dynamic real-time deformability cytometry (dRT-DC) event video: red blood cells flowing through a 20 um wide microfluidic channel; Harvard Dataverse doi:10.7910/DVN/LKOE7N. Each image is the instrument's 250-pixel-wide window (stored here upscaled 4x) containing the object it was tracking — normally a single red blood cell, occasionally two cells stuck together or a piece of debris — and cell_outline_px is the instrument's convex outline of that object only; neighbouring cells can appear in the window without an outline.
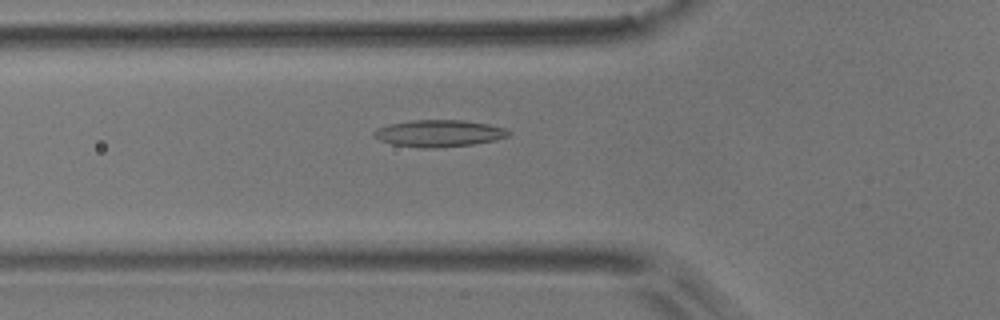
{"species": "common noctule bat (a hibernating species)", "species_latin": "Nyctalus noctula", "temperature_condition": "room temperature", "stored_images_in_passage": 52, "camera_frame_rate_fps": 3000, "um_per_image_px": 0.085, "animal": {"sex": "male", "body_mass_g": 17.9}, "frame": {"image": 1, "passage_image": 19, "time_ms": 6.0, "image_size_px": [1000, 320], "cell_outline_px": [[512, 132], [508, 136], [496, 140], [472, 144], [432, 148], [420, 148], [392, 144], [380, 140], [372, 136], [372, 132], [376, 128], [388, 124], [412, 120], [464, 120], [488, 124], [504, 128]], "centroid_in_image_um": [37.28, 11.33], "position_along_channel_um": 88.5, "area_um2": 21.15}}
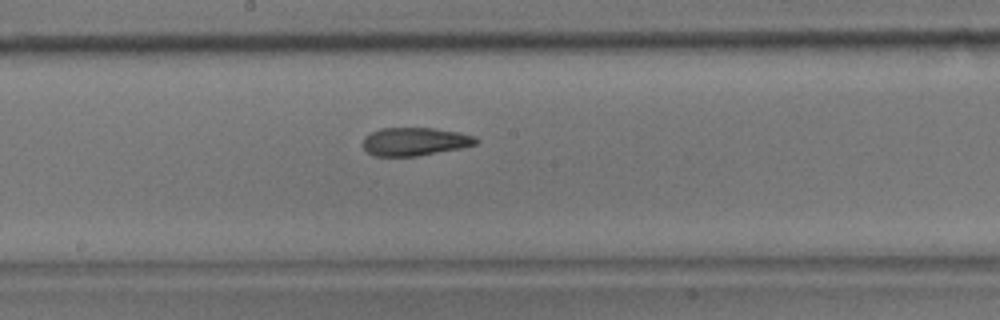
{"frame": {"image": 2, "passage_image": 29, "time_ms": 9.333, "image_size_px": [1000, 320], "cell_outline_px": [[480, 140], [476, 144], [460, 148], [416, 156], [376, 156], [368, 152], [364, 148], [364, 136], [380, 128], [432, 128], [460, 132], [476, 136]], "centroid_in_image_um": [35.29, 12.02], "position_along_channel_um": 212.9, "area_um2": 18.5}}
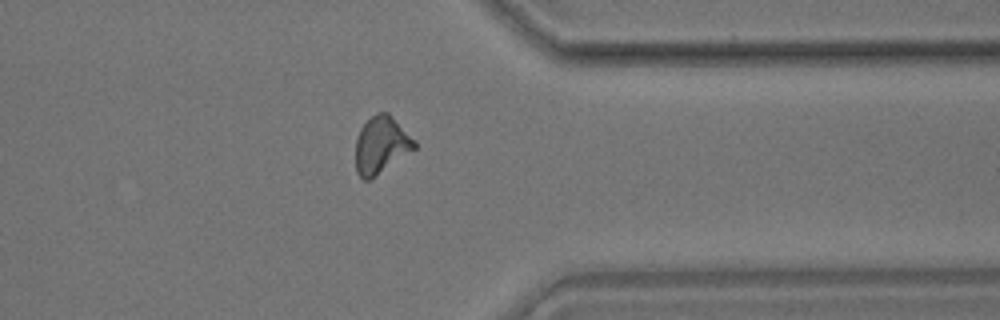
{"frame": {"image": 3, "passage_image": 43, "time_ms": 14.0, "image_size_px": [1000, 320], "cell_outline_px": [[416, 148], [368, 180], [364, 180], [356, 172], [356, 140], [360, 128], [376, 112], [388, 112], [416, 140]], "centroid_in_image_um": [32.4, 12.3], "position_along_channel_um": 379.0, "area_um2": 19.31}, "authors_computed_cell_mechanics": {"area_um2": 19.3341, "velocity_mm_per_s": 3.7162, "shape_relaxation_time_tau1_ms": 10.1719, "shape_relaxation_time_tau2_ms": 2.6337, "deformation_change_tau1": 0.2495, "deformation_change_tau2": 0.1024}}